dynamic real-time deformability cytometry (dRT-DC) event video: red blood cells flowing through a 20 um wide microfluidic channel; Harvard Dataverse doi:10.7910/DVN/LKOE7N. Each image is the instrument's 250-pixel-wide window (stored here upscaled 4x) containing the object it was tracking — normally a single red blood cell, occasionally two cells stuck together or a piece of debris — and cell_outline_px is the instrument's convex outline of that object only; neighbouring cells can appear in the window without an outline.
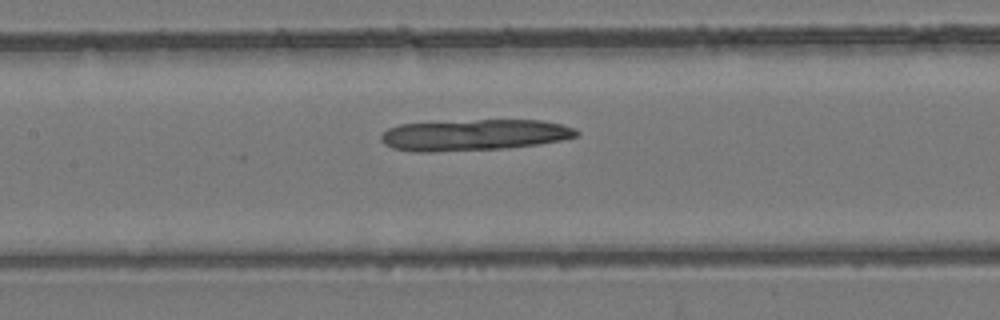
{"species": "common noctule bat (a hibernating species)", "species_latin": "Nyctalus noctula", "temperature_condition": "room temperature", "stored_images_in_passage": 49, "camera_frame_rate_fps": 3000, "um_per_image_px": 0.085, "animal": {"sex": "female", "body_mass_g": 24.6, "forearm_length_mm": 56.2}, "frame": {"image": 1, "passage_image": 23, "time_ms": 7.333, "image_size_px": [1000, 320], "cell_outline_px": [[580, 132], [576, 136], [560, 140], [536, 144], [504, 148], [432, 152], [416, 152], [392, 148], [384, 144], [380, 140], [380, 136], [388, 128], [400, 124], [476, 120], [540, 120], [560, 124], [576, 128]], "centroid_in_image_um": [40.27, 11.47], "position_along_channel_um": 167.1, "area_um2": 35.37}}
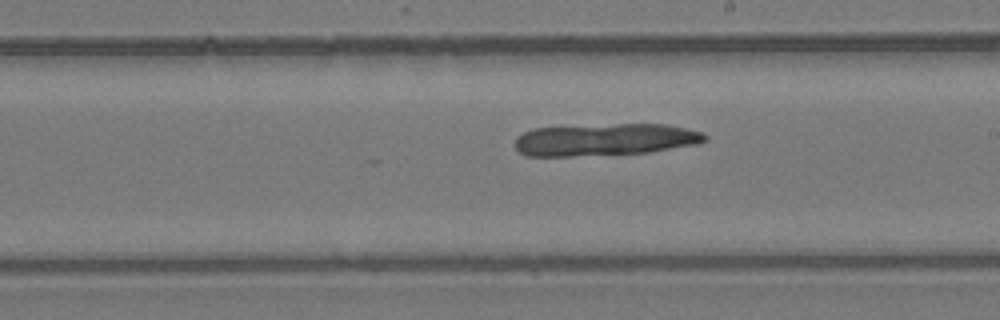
{"frame": {"image": 2, "passage_image": 28, "time_ms": 9.0, "image_size_px": [1000, 320], "cell_outline_px": [[708, 140], [700, 144], [648, 152], [572, 156], [524, 156], [516, 148], [516, 136], [532, 128], [616, 124], [668, 124], [700, 132], [708, 136]], "centroid_in_image_um": [51.44, 11.87], "position_along_channel_um": 237.6, "area_um2": 35.6}}